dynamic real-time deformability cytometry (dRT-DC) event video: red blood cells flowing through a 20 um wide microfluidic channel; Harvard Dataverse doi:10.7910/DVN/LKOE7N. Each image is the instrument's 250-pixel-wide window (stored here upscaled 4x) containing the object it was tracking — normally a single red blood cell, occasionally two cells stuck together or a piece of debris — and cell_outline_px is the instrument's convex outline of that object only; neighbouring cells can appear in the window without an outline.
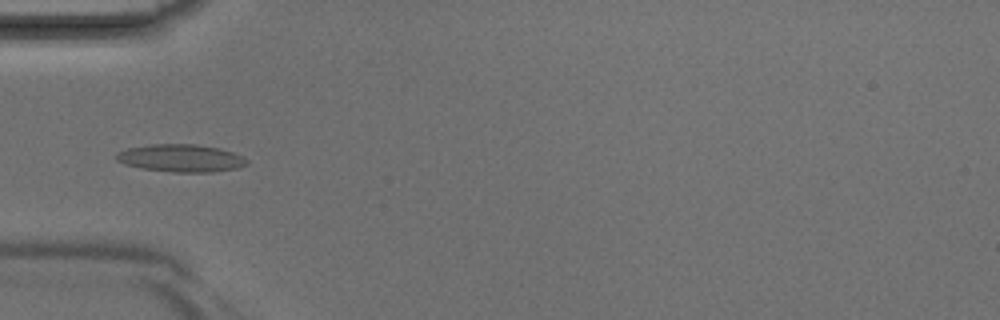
{"species": "Egyptian fruit bat (a non-hibernating species)", "species_latin": "Rousettus aegyptiacus", "temperature_condition": "room temperature", "stored_images_in_passage": 3, "camera_frame_rate_fps": 3000, "um_per_image_px": 0.085, "animal": {"sex": "male"}, "frame": {"image": 1, "passage_image": 3, "time_ms": 0.667, "image_size_px": [1000, 320], "cell_outline_px": [[248, 164], [236, 168], [212, 172], [172, 172], [140, 168], [124, 164], [116, 160], [112, 156], [116, 152], [128, 148], [148, 144], [196, 144], [220, 148], [232, 152], [248, 160]], "centroid_in_image_um": [15.31, 13.44], "position_along_channel_um": 69.7, "area_um2": 21.15}}